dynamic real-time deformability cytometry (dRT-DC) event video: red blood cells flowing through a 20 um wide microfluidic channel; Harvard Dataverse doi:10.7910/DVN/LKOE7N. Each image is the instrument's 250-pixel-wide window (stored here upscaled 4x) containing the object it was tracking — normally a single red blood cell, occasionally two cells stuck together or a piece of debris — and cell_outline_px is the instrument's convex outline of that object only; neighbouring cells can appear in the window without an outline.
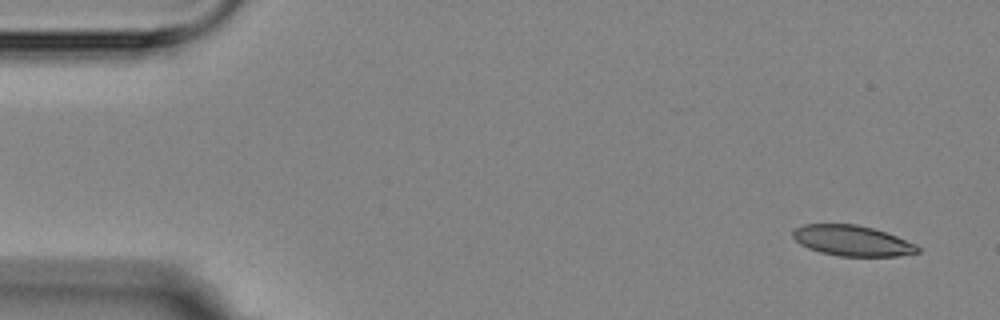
{"species": "Egyptian fruit bat (a non-hibernating species)", "species_latin": "Rousettus aegyptiacus", "temperature_condition": "room temperature", "stored_images_in_passage": 4, "camera_frame_rate_fps": 3000, "um_per_image_px": 0.085, "animal": {"sex": "female"}, "frame": {"image": 1, "passage_image": 1, "time_ms": 0.0, "image_size_px": [1000, 320], "cell_outline_px": [[920, 252], [900, 256], [840, 256], [820, 252], [808, 248], [800, 244], [792, 236], [792, 232], [796, 228], [804, 224], [856, 224], [872, 228], [896, 236], [916, 244], [920, 248]], "centroid_in_image_um": [72.44, 20.46], "position_along_channel_um": 12.6, "area_um2": 22.14}}